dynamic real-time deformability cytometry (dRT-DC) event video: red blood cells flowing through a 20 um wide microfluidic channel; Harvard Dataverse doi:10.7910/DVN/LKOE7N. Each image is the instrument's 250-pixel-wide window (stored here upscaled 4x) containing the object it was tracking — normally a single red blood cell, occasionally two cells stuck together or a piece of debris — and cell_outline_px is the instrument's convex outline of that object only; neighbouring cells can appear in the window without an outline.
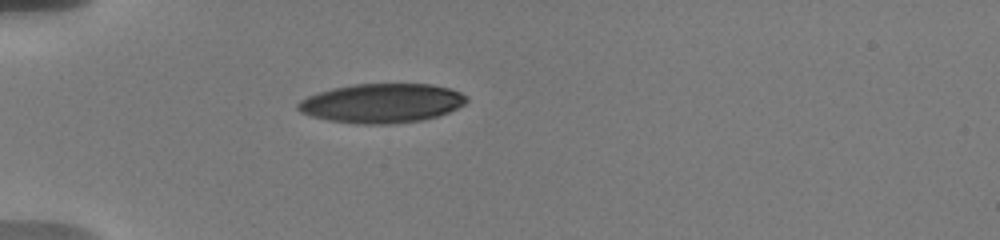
{"species": "human", "species_latin": "Homo sapiens", "temperature_condition": "warm", "stored_images_in_passage": 3, "camera_frame_rate_fps": 3000, "um_per_image_px": 0.085, "donor": {"sex": "male"}, "frame": {"image": 1, "passage_image": 1, "time_ms": 0.0, "image_size_px": [1000, 240], "cell_outline_px": [[468, 100], [464, 104], [448, 112], [424, 120], [392, 124], [364, 124], [328, 120], [312, 116], [300, 112], [296, 108], [296, 104], [300, 100], [316, 92], [332, 88], [352, 84], [432, 84], [448, 88], [460, 92], [468, 96]], "centroid_in_image_um": [32.43, 8.77], "position_along_channel_um": 52.6, "area_um2": 38.67}}
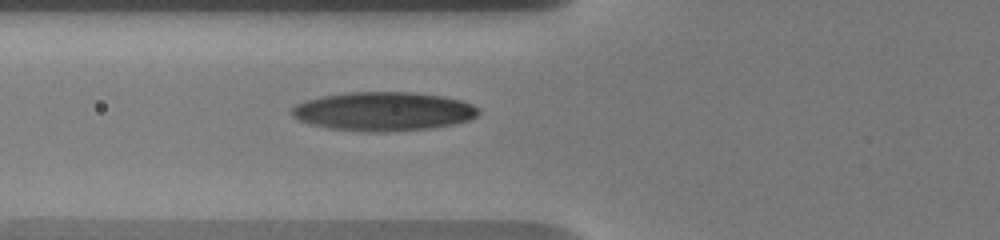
{"frame": {"image": 2, "passage_image": 3, "time_ms": 1.667, "image_size_px": [1000, 240], "cell_outline_px": [[480, 112], [476, 116], [468, 120], [452, 124], [432, 128], [396, 132], [368, 132], [328, 128], [312, 124], [300, 120], [292, 116], [292, 108], [296, 104], [304, 100], [324, 96], [348, 92], [412, 92], [444, 96], [460, 100], [472, 104], [480, 108]], "centroid_in_image_um": [32.61, 9.47], "position_along_channel_um": 93.2, "area_um2": 42.48}}